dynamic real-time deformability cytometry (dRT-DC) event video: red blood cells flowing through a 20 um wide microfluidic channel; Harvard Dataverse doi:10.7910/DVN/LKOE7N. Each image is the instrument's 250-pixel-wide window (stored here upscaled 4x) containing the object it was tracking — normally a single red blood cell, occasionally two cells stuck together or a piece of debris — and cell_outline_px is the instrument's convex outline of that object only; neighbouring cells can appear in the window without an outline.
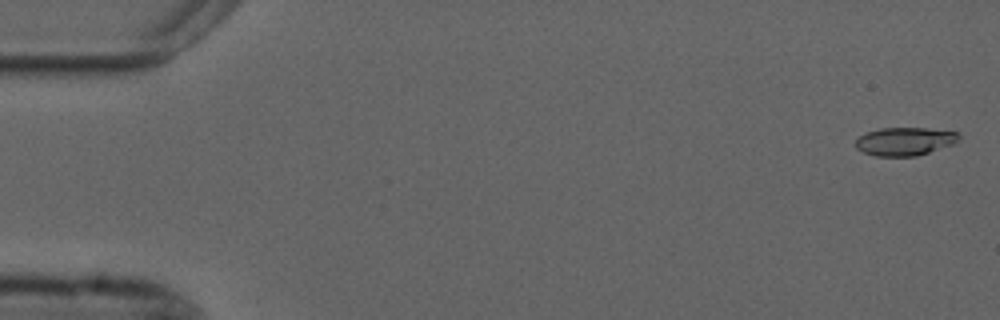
{"species": "common noctule bat (a hibernating species)", "species_latin": "Nyctalus noctula", "temperature_condition": "cold", "stored_images_in_passage": 56, "camera_frame_rate_fps": 3000, "um_per_image_px": 0.085, "animal": {"sex": "male", "forearm_length_mm": 52.5}, "frame": {"image": 1, "passage_image": 2, "time_ms": 0.333, "image_size_px": [1000, 320], "cell_outline_px": [[960, 136], [952, 144], [916, 156], [876, 156], [864, 152], [856, 148], [856, 140], [860, 136], [868, 132], [880, 128], [924, 128], [956, 132]], "centroid_in_image_um": [76.87, 12.02], "position_along_channel_um": 8.1, "area_um2": 16.59}}
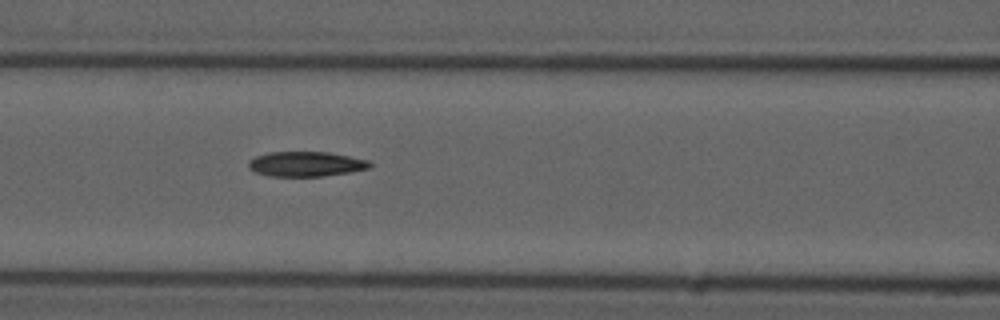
{"frame": {"image": 2, "passage_image": 24, "time_ms": 7.667, "image_size_px": [1000, 320], "cell_outline_px": [[372, 168], [348, 172], [320, 176], [268, 176], [256, 172], [248, 168], [248, 164], [256, 156], [272, 152], [328, 152], [368, 160], [372, 164]], "centroid_in_image_um": [26.02, 13.94], "position_along_channel_um": 140.6, "area_um2": 17.4}}
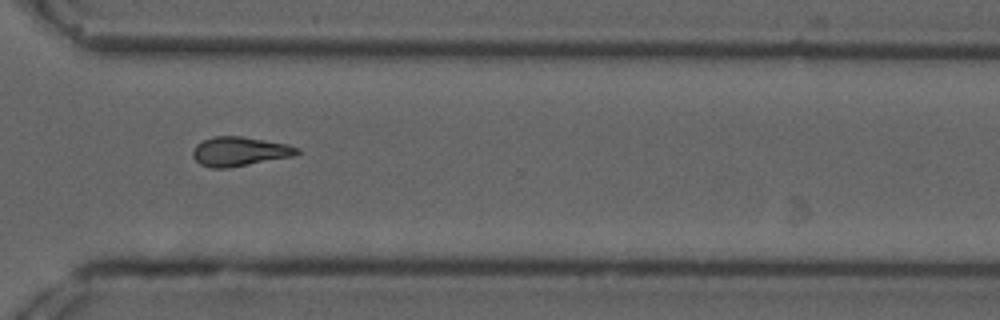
{"frame": {"image": 3, "passage_image": 41, "time_ms": 13.333, "image_size_px": [1000, 320], "cell_outline_px": [[300, 152], [296, 156], [228, 168], [212, 168], [200, 164], [192, 156], [192, 152], [196, 144], [212, 136], [240, 136], [288, 144], [300, 148]], "centroid_in_image_um": [20.39, 12.88], "position_along_channel_um": 350.2, "area_um2": 17.92}}